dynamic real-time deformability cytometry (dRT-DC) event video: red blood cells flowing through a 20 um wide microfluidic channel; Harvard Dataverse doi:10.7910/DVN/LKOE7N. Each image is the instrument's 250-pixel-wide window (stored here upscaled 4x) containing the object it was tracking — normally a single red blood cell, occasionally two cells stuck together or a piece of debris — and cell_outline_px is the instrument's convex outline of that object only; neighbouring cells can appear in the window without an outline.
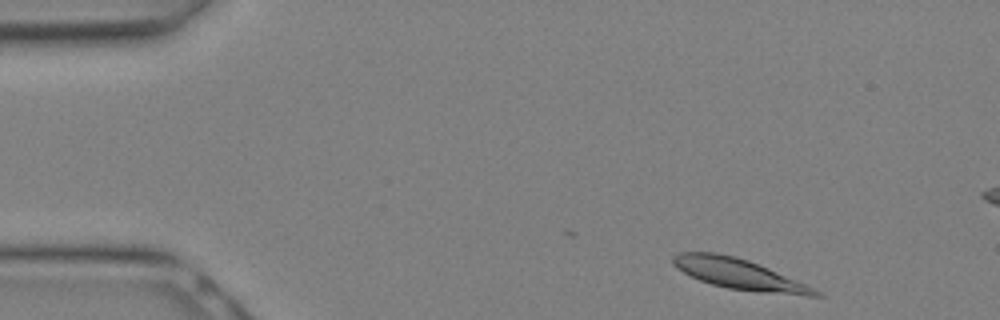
{"species": "Egyptian fruit bat (a non-hibernating species)", "species_latin": "Rousettus aegyptiacus", "temperature_condition": "warm", "stored_images_in_passage": 6, "camera_frame_rate_fps": 3000, "um_per_image_px": 0.085, "animal": {"sex": "female"}, "frame": {"image": 1, "passage_image": 1, "time_ms": 0.0, "image_size_px": [1000, 320], "cell_outline_px": [[824, 296], [808, 296], [764, 292], [728, 288], [712, 284], [700, 280], [676, 268], [672, 264], [672, 256], [680, 252], [716, 252], [736, 256], [748, 260], [768, 268], [816, 288]], "centroid_in_image_um": [62.82, 23.28], "position_along_channel_um": 22.2, "area_um2": 25.09}}